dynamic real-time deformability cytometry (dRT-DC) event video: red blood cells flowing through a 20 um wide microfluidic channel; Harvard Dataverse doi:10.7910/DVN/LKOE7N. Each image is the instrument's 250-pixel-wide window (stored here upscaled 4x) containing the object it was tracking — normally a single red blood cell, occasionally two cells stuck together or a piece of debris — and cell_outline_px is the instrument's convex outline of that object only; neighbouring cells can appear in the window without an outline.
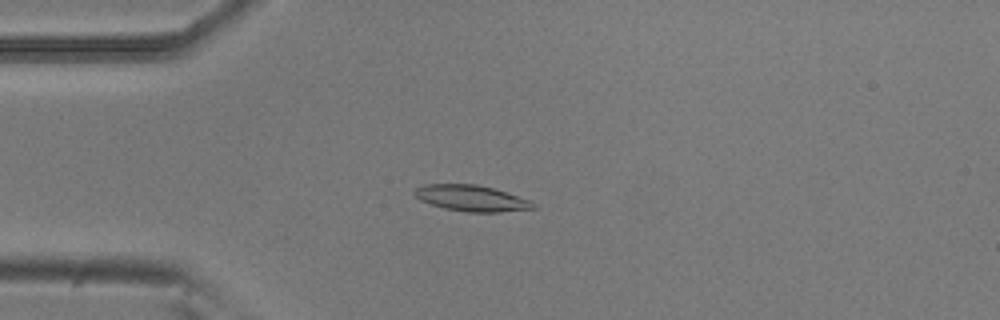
{"species": "common noctule bat (a hibernating species)", "species_latin": "Nyctalus noctula", "temperature_condition": "room temperature", "stored_images_in_passage": 47, "camera_frame_rate_fps": 3000, "um_per_image_px": 0.085, "animal": {"sex": "male", "body_mass_g": 20.5, "forearm_length_mm": 52.5}, "frame": {"image": 1, "passage_image": 7, "time_ms": 2.0, "image_size_px": [1000, 320], "cell_outline_px": [[536, 208], [500, 212], [468, 212], [444, 208], [420, 200], [412, 192], [416, 188], [424, 184], [476, 184], [492, 188], [532, 200], [536, 204]], "centroid_in_image_um": [40.09, 16.85], "position_along_channel_um": 44.9, "area_um2": 17.98}}
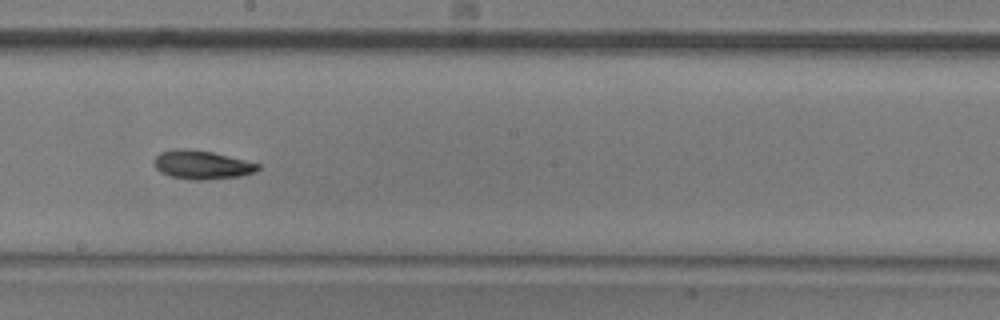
{"frame": {"image": 2, "passage_image": 23, "time_ms": 7.333, "image_size_px": [1000, 320], "cell_outline_px": [[260, 168], [256, 172], [240, 176], [204, 180], [192, 180], [172, 176], [160, 172], [156, 168], [156, 156], [160, 152], [176, 148], [212, 152], [260, 164]], "centroid_in_image_um": [17.19, 14.02], "position_along_channel_um": 231.0, "area_um2": 17.05}}
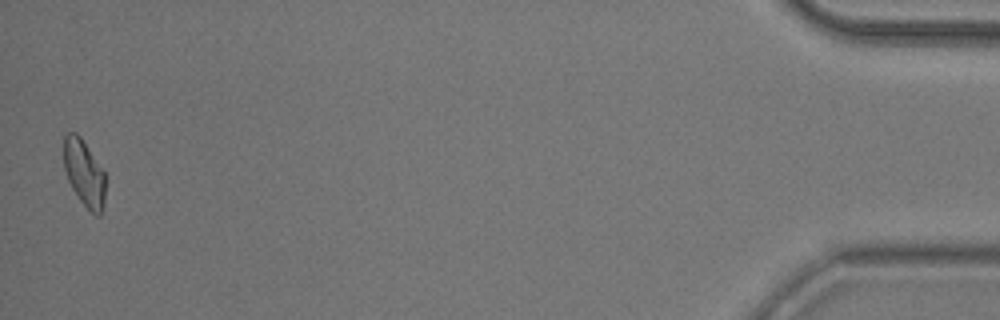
{"frame": {"image": 3, "passage_image": 46, "time_ms": 15.0, "image_size_px": [1000, 320], "cell_outline_px": [[104, 204], [100, 216], [96, 216], [80, 200], [72, 188], [68, 180], [64, 168], [64, 136], [68, 132], [76, 132], [80, 136], [104, 172]], "centroid_in_image_um": [7.14, 14.71], "position_along_channel_um": 428.1, "area_um2": 15.84}, "authors_computed_cell_mechanics": {"area_um2": 16.9354, "velocity_mm_per_s": 3.7883, "shape_relaxation_time_tau1_ms": 4.0392, "shape_relaxation_time_tau2_ms": 4.4603, "deformation_change_tau1": 0.1268, "deformation_change_tau2": 0.0955}}